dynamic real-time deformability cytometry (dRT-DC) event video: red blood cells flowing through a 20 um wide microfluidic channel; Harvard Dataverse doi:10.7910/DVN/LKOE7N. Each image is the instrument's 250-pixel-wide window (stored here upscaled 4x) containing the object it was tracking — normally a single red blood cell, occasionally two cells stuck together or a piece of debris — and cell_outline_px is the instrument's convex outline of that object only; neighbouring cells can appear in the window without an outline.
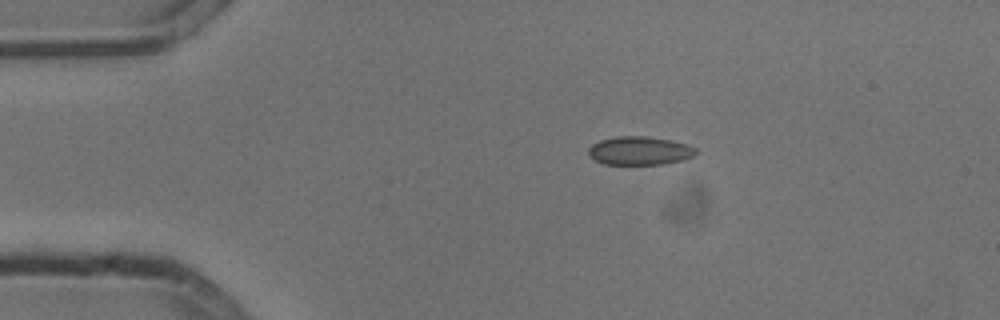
{"species": "common noctule bat (a hibernating species)", "species_latin": "Nyctalus noctula", "temperature_condition": "cold", "stored_images_in_passage": 45, "camera_frame_rate_fps": 3000, "um_per_image_px": 0.085, "animal": {"sex": "male", "body_mass_g": 13.3}, "frame": {"image": 1, "passage_image": 1, "time_ms": 0.0, "image_size_px": [1000, 320], "cell_outline_px": [[696, 152], [692, 156], [680, 160], [660, 164], [604, 164], [588, 156], [588, 148], [592, 144], [600, 140], [616, 136], [644, 136], [668, 140], [684, 144], [696, 148]], "centroid_in_image_um": [54.29, 12.81], "position_along_channel_um": 30.7, "area_um2": 17.51}}
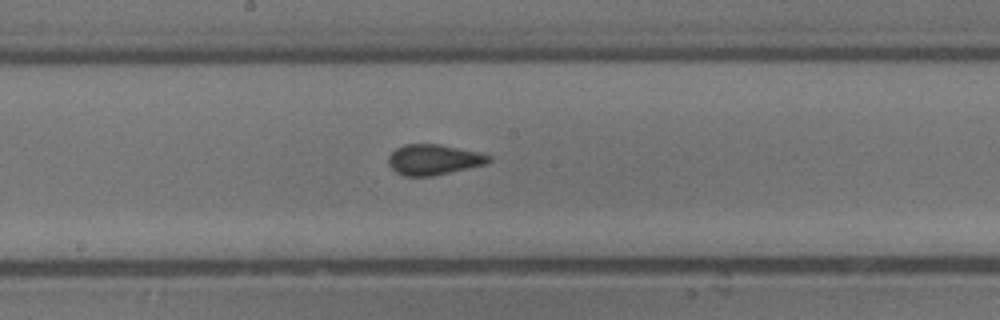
{"frame": {"image": 2, "passage_image": 19, "time_ms": 6.0, "image_size_px": [1000, 320], "cell_outline_px": [[492, 160], [484, 164], [432, 176], [404, 176], [396, 172], [388, 164], [388, 156], [396, 148], [404, 144], [440, 144], [476, 152], [492, 156]], "centroid_in_image_um": [36.82, 13.56], "position_along_channel_um": 211.4, "area_um2": 17.63}}
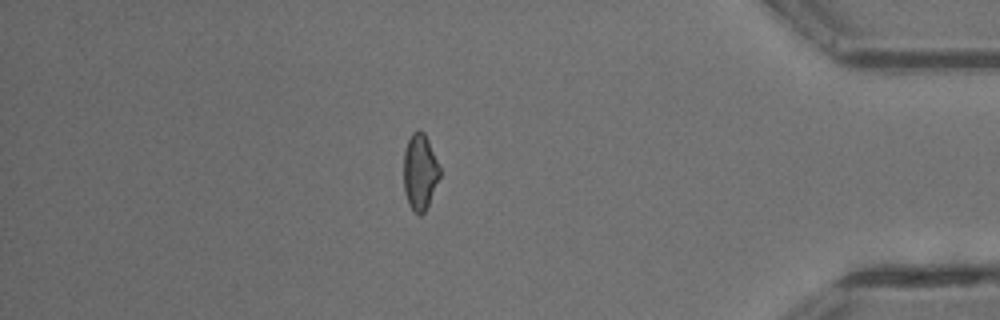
{"frame": {"image": 3, "passage_image": 37, "time_ms": 12.0, "image_size_px": [1000, 320], "cell_outline_px": [[440, 176], [428, 204], [424, 212], [420, 216], [408, 204], [404, 188], [404, 152], [408, 140], [412, 132], [416, 128], [420, 128], [424, 132], [428, 140], [440, 168]], "centroid_in_image_um": [35.68, 14.56], "position_along_channel_um": 399.5, "area_um2": 15.9}, "authors_computed_cell_mechanics": {"area_um2": 17.1666, "velocity_mm_per_s": 3.8105, "shape_relaxation_time_tau1_ms": null, "shape_relaxation_time_tau2_ms": 0.7867, "deformation_change_tau1": null, "deformation_change_tau2": 0.0526}}